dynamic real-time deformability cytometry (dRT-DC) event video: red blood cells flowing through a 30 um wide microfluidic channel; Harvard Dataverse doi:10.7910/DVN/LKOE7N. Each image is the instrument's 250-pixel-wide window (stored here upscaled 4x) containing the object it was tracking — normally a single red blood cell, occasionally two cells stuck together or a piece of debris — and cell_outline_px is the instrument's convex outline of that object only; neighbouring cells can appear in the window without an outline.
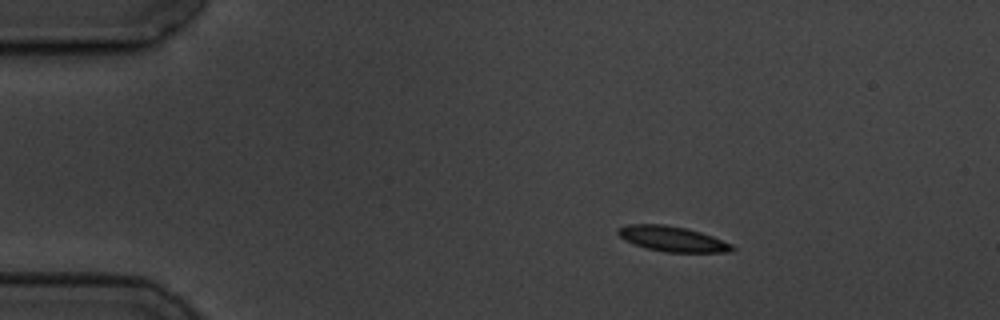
{"species": "common noctule bat (a hibernating species)", "species_latin": "Nyctalus noctula", "temperature_condition": "cold", "stored_images_in_passage": 4, "camera_frame_rate_fps": 3000, "um_per_image_px": 0.085, "animal": {"sex": "male", "body_mass_g": 19.5, "forearm_length_mm": 54.6}, "frame": {"image": 1, "passage_image": 2, "time_ms": 1.333, "image_size_px": [1000, 320], "cell_outline_px": [[736, 248], [732, 252], [664, 252], [644, 248], [624, 240], [616, 232], [616, 228], [628, 224], [664, 224], [684, 228], [700, 232], [712, 236], [732, 244]], "centroid_in_image_um": [57.12, 20.31], "position_along_channel_um": 27.9, "area_um2": 16.88}}